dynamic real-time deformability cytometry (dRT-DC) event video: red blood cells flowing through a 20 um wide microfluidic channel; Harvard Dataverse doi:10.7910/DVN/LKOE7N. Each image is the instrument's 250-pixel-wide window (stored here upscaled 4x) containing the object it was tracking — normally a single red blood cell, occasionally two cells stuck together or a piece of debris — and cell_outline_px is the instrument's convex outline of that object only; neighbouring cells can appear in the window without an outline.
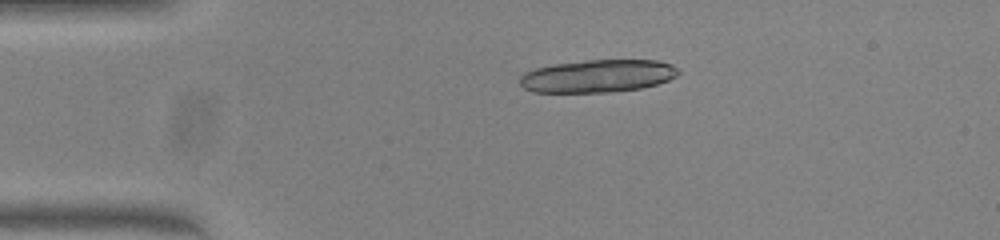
{"species": "common noctule bat (a hibernating species)", "species_latin": "Nyctalus noctula", "temperature_condition": "warm", "stored_images_in_passage": 19, "camera_frame_rate_fps": 3000, "um_per_image_px": 0.085, "animal": {"sex": "female", "body_mass_g": 23.0, "forearm_length_mm": 53.4}, "frame": {"image": 1, "passage_image": 11, "time_ms": 3.333, "image_size_px": [1000, 240], "cell_outline_px": [[680, 72], [676, 76], [668, 80], [656, 84], [640, 88], [608, 92], [532, 92], [524, 88], [520, 84], [520, 76], [524, 72], [536, 68], [552, 64], [588, 60], [660, 60], [672, 64]], "centroid_in_image_um": [50.79, 6.45], "position_along_channel_um": 34.2, "area_um2": 30.23}}